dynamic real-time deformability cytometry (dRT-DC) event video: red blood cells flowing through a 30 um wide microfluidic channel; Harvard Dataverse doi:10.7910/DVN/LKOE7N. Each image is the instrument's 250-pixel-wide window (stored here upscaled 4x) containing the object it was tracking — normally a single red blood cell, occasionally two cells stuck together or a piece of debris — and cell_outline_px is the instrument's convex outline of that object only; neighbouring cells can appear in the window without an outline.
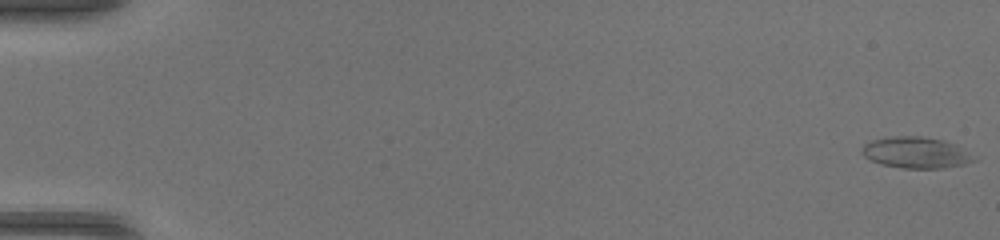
{"species": "common noctule bat (a hibernating species)", "species_latin": "Nyctalus noctula", "temperature_condition": "warm", "stored_images_in_passage": 50, "camera_frame_rate_fps": 3000, "um_per_image_px": 0.085, "animal": {"sex": "female", "body_mass_g": 17.0, "forearm_length_mm": 48.0}, "frame": {"image": 1, "passage_image": 1, "time_ms": 0.0, "image_size_px": [1000, 240], "cell_outline_px": [[976, 160], [964, 164], [944, 168], [900, 168], [880, 164], [864, 156], [860, 152], [864, 144], [872, 140], [892, 136], [920, 136], [944, 140], [956, 144]], "centroid_in_image_um": [77.81, 12.97], "position_along_channel_um": 7.2, "area_um2": 20.23}}
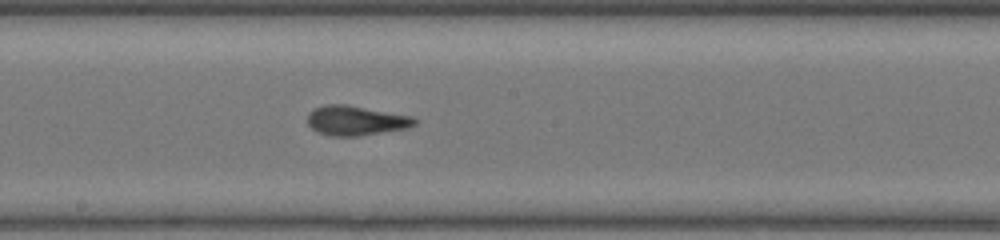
{"frame": {"image": 2, "passage_image": 29, "time_ms": 9.333, "image_size_px": [1000, 240], "cell_outline_px": [[420, 120], [416, 124], [408, 128], [360, 136], [332, 136], [316, 132], [308, 124], [308, 112], [324, 104], [348, 104], [412, 116]], "centroid_in_image_um": [30.27, 10.24], "position_along_channel_um": 217.9, "area_um2": 18.79}}
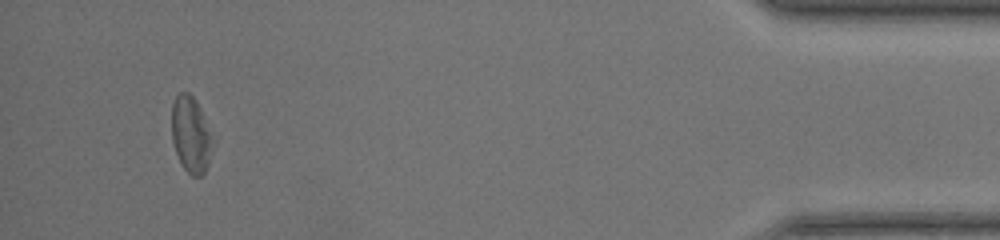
{"frame": {"image": 3, "passage_image": 48, "time_ms": 15.667, "image_size_px": [1000, 240], "cell_outline_px": [[208, 164], [204, 172], [200, 176], [192, 176], [180, 164], [172, 140], [172, 104], [176, 96], [180, 92], [188, 92], [192, 96], [200, 108], [208, 132]], "centroid_in_image_um": [16.13, 11.43], "position_along_channel_um": 419.1, "area_um2": 17.11}, "authors_computed_cell_mechanics": {"area_um2": 18.6116, "velocity_mm_per_s": 4.2525, "shape_relaxation_time_tau1_ms": 3.7697, "shape_relaxation_time_tau2_ms": 3.2868, "deformation_change_tau1": 0.1589, "deformation_change_tau2": 0.1062}}